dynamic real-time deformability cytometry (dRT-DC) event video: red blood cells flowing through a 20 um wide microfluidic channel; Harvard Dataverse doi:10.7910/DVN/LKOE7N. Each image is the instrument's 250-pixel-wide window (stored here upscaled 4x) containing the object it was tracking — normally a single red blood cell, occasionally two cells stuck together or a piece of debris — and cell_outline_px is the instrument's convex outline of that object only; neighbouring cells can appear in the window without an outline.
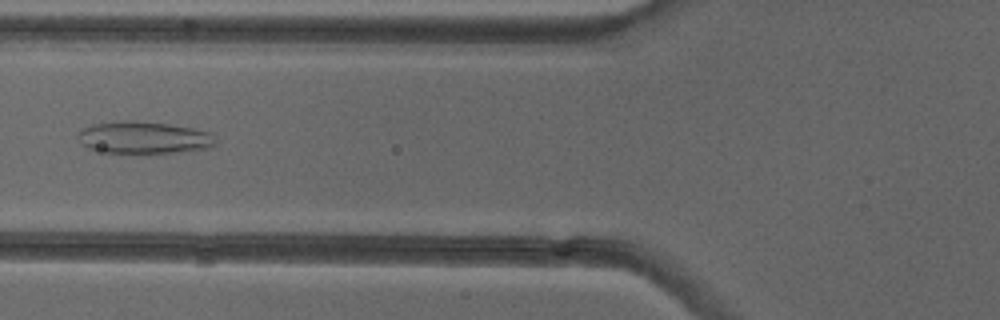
{"species": "common noctule bat (a hibernating species)", "species_latin": "Nyctalus noctula", "temperature_condition": "cold", "stored_images_in_passage": 51, "camera_frame_rate_fps": 3000, "um_per_image_px": 0.085, "animal": {"sex": "female"}, "frame": {"image": 1, "passage_image": 20, "time_ms": 6.333, "image_size_px": [1000, 320], "cell_outline_px": [[216, 144], [212, 148], [184, 152], [108, 152], [88, 148], [76, 136], [84, 128], [92, 124], [128, 120], [136, 120], [168, 124], [192, 128], [212, 132], [216, 140]], "centroid_in_image_um": [12.31, 11.68], "position_along_channel_um": 113.5, "area_um2": 25.66}}
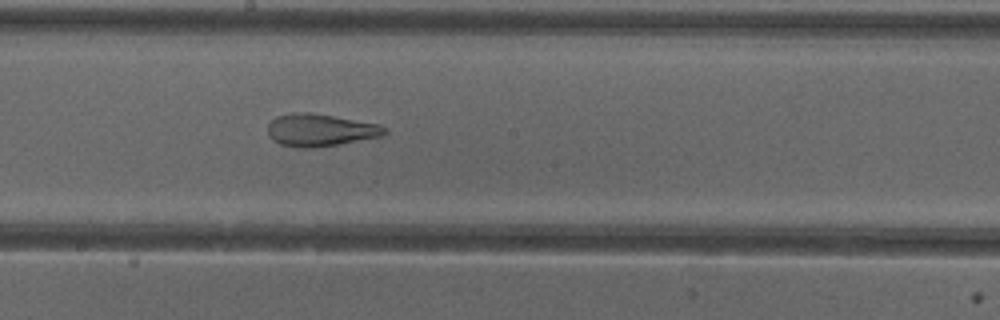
{"frame": {"image": 2, "passage_image": 28, "time_ms": 9.0, "image_size_px": [1000, 320], "cell_outline_px": [[388, 132], [384, 136], [340, 144], [312, 148], [300, 148], [280, 144], [272, 140], [268, 132], [268, 124], [276, 116], [296, 112], [308, 112], [380, 124], [388, 128]], "centroid_in_image_um": [27.25, 11.06], "position_along_channel_um": 220.9, "area_um2": 22.2}}
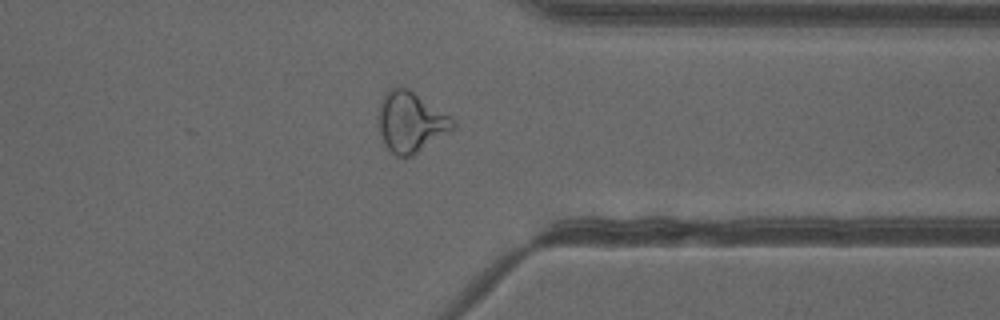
{"frame": {"image": 3, "passage_image": 40, "time_ms": 13.0, "image_size_px": [1000, 320], "cell_outline_px": [[456, 128], [412, 156], [396, 156], [384, 144], [376, 124], [376, 116], [384, 92], [392, 88], [408, 88], [452, 116], [456, 120]], "centroid_in_image_um": [34.91, 10.37], "position_along_channel_um": 376.5, "area_um2": 26.7}, "authors_computed_cell_mechanics": {"area_um2": 27.9752, "velocity_mm_per_s": 3.9934, "shape_relaxation_time_tau1_ms": null, "shape_relaxation_time_tau2_ms": 2.0881, "deformation_change_tau1": null, "deformation_change_tau2": 0.1157}}